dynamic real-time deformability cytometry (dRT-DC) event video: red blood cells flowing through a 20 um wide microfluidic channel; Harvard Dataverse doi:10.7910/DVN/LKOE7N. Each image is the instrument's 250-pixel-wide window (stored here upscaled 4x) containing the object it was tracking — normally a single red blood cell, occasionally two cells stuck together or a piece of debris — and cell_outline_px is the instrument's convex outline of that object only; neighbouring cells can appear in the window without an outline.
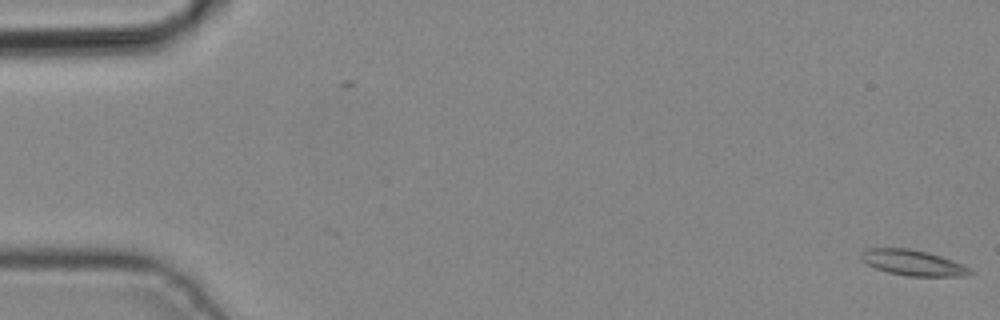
{"species": "common noctule bat (a hibernating species)", "species_latin": "Nyctalus noctula", "temperature_condition": "cold", "stored_images_in_passage": 4, "camera_frame_rate_fps": 3000, "um_per_image_px": 0.085, "animal": {"sex": "male", "body_mass_g": 19.2, "forearm_length_mm": 51.8}, "frame": {"image": 1, "passage_image": 1, "time_ms": 0.0, "image_size_px": [1000, 320], "cell_outline_px": [[976, 272], [964, 276], [908, 276], [888, 272], [876, 268], [860, 260], [860, 252], [868, 248], [908, 248], [928, 252], [952, 260]], "centroid_in_image_um": [77.56, 22.33], "position_along_channel_um": 7.4, "area_um2": 16.18}}